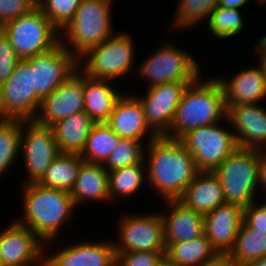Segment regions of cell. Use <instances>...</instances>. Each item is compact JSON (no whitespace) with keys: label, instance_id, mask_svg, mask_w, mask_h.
<instances>
[{"label":"cell","instance_id":"38","mask_svg":"<svg viewBox=\"0 0 266 266\" xmlns=\"http://www.w3.org/2000/svg\"><path fill=\"white\" fill-rule=\"evenodd\" d=\"M166 251H134L116 255L122 266H156Z\"/></svg>","mask_w":266,"mask_h":266},{"label":"cell","instance_id":"19","mask_svg":"<svg viewBox=\"0 0 266 266\" xmlns=\"http://www.w3.org/2000/svg\"><path fill=\"white\" fill-rule=\"evenodd\" d=\"M123 92L115 103L106 124L120 137L142 142H148L158 135L150 128L145 120L144 108L141 101L134 95Z\"/></svg>","mask_w":266,"mask_h":266},{"label":"cell","instance_id":"35","mask_svg":"<svg viewBox=\"0 0 266 266\" xmlns=\"http://www.w3.org/2000/svg\"><path fill=\"white\" fill-rule=\"evenodd\" d=\"M143 142L120 138L117 146L109 155L104 168L109 172L118 168L126 167L132 164L145 162V145Z\"/></svg>","mask_w":266,"mask_h":266},{"label":"cell","instance_id":"36","mask_svg":"<svg viewBox=\"0 0 266 266\" xmlns=\"http://www.w3.org/2000/svg\"><path fill=\"white\" fill-rule=\"evenodd\" d=\"M82 0H42L40 9L61 32L74 18Z\"/></svg>","mask_w":266,"mask_h":266},{"label":"cell","instance_id":"41","mask_svg":"<svg viewBox=\"0 0 266 266\" xmlns=\"http://www.w3.org/2000/svg\"><path fill=\"white\" fill-rule=\"evenodd\" d=\"M200 266H237L229 253H218L212 259L202 263Z\"/></svg>","mask_w":266,"mask_h":266},{"label":"cell","instance_id":"39","mask_svg":"<svg viewBox=\"0 0 266 266\" xmlns=\"http://www.w3.org/2000/svg\"><path fill=\"white\" fill-rule=\"evenodd\" d=\"M257 201L251 203L243 210V222L250 228L266 232V201L260 205Z\"/></svg>","mask_w":266,"mask_h":266},{"label":"cell","instance_id":"32","mask_svg":"<svg viewBox=\"0 0 266 266\" xmlns=\"http://www.w3.org/2000/svg\"><path fill=\"white\" fill-rule=\"evenodd\" d=\"M23 120L0 118V178L17 162ZM2 175V176H1Z\"/></svg>","mask_w":266,"mask_h":266},{"label":"cell","instance_id":"20","mask_svg":"<svg viewBox=\"0 0 266 266\" xmlns=\"http://www.w3.org/2000/svg\"><path fill=\"white\" fill-rule=\"evenodd\" d=\"M240 205L224 203L204 215V234L218 253H230L243 222Z\"/></svg>","mask_w":266,"mask_h":266},{"label":"cell","instance_id":"23","mask_svg":"<svg viewBox=\"0 0 266 266\" xmlns=\"http://www.w3.org/2000/svg\"><path fill=\"white\" fill-rule=\"evenodd\" d=\"M178 200L202 215L226 203L218 177L208 171H200Z\"/></svg>","mask_w":266,"mask_h":266},{"label":"cell","instance_id":"30","mask_svg":"<svg viewBox=\"0 0 266 266\" xmlns=\"http://www.w3.org/2000/svg\"><path fill=\"white\" fill-rule=\"evenodd\" d=\"M146 163L132 164L126 167L109 171V197L110 201L120 196L122 199L134 197L137 191L147 180ZM115 197V198H114Z\"/></svg>","mask_w":266,"mask_h":266},{"label":"cell","instance_id":"2","mask_svg":"<svg viewBox=\"0 0 266 266\" xmlns=\"http://www.w3.org/2000/svg\"><path fill=\"white\" fill-rule=\"evenodd\" d=\"M21 188L24 217L15 221L35 233L45 243L44 248L52 246L65 222L75 217L77 210L70 192L44 188L37 183L22 184Z\"/></svg>","mask_w":266,"mask_h":266},{"label":"cell","instance_id":"12","mask_svg":"<svg viewBox=\"0 0 266 266\" xmlns=\"http://www.w3.org/2000/svg\"><path fill=\"white\" fill-rule=\"evenodd\" d=\"M142 214H124L118 225L115 254L134 251H166L163 220L158 211ZM126 215V216H125Z\"/></svg>","mask_w":266,"mask_h":266},{"label":"cell","instance_id":"14","mask_svg":"<svg viewBox=\"0 0 266 266\" xmlns=\"http://www.w3.org/2000/svg\"><path fill=\"white\" fill-rule=\"evenodd\" d=\"M194 81H175L146 88L142 96L135 94L141 101L145 120L158 135H165L173 123L177 106L186 87Z\"/></svg>","mask_w":266,"mask_h":266},{"label":"cell","instance_id":"34","mask_svg":"<svg viewBox=\"0 0 266 266\" xmlns=\"http://www.w3.org/2000/svg\"><path fill=\"white\" fill-rule=\"evenodd\" d=\"M218 6V0H179L174 14V29L192 28L201 20L209 19L212 11Z\"/></svg>","mask_w":266,"mask_h":266},{"label":"cell","instance_id":"11","mask_svg":"<svg viewBox=\"0 0 266 266\" xmlns=\"http://www.w3.org/2000/svg\"><path fill=\"white\" fill-rule=\"evenodd\" d=\"M20 151L28 175L23 184L37 183L60 154L51 126L35 120H23Z\"/></svg>","mask_w":266,"mask_h":266},{"label":"cell","instance_id":"5","mask_svg":"<svg viewBox=\"0 0 266 266\" xmlns=\"http://www.w3.org/2000/svg\"><path fill=\"white\" fill-rule=\"evenodd\" d=\"M263 151L237 148L213 173L218 177L226 203L247 207L255 202Z\"/></svg>","mask_w":266,"mask_h":266},{"label":"cell","instance_id":"37","mask_svg":"<svg viewBox=\"0 0 266 266\" xmlns=\"http://www.w3.org/2000/svg\"><path fill=\"white\" fill-rule=\"evenodd\" d=\"M20 60L9 38L0 29V85L9 79Z\"/></svg>","mask_w":266,"mask_h":266},{"label":"cell","instance_id":"1","mask_svg":"<svg viewBox=\"0 0 266 266\" xmlns=\"http://www.w3.org/2000/svg\"><path fill=\"white\" fill-rule=\"evenodd\" d=\"M146 143L148 187L156 190L163 201L178 200L200 172L193 155L179 139L164 135Z\"/></svg>","mask_w":266,"mask_h":266},{"label":"cell","instance_id":"15","mask_svg":"<svg viewBox=\"0 0 266 266\" xmlns=\"http://www.w3.org/2000/svg\"><path fill=\"white\" fill-rule=\"evenodd\" d=\"M45 243L28 227L15 220L0 231V258L3 266L46 264Z\"/></svg>","mask_w":266,"mask_h":266},{"label":"cell","instance_id":"45","mask_svg":"<svg viewBox=\"0 0 266 266\" xmlns=\"http://www.w3.org/2000/svg\"><path fill=\"white\" fill-rule=\"evenodd\" d=\"M259 55V62H257L258 66L260 67L264 79L266 81V54H258Z\"/></svg>","mask_w":266,"mask_h":266},{"label":"cell","instance_id":"46","mask_svg":"<svg viewBox=\"0 0 266 266\" xmlns=\"http://www.w3.org/2000/svg\"><path fill=\"white\" fill-rule=\"evenodd\" d=\"M156 266H176L173 262H171L166 256L158 262Z\"/></svg>","mask_w":266,"mask_h":266},{"label":"cell","instance_id":"17","mask_svg":"<svg viewBox=\"0 0 266 266\" xmlns=\"http://www.w3.org/2000/svg\"><path fill=\"white\" fill-rule=\"evenodd\" d=\"M262 103L229 107L225 122L231 125L238 148L266 151V109Z\"/></svg>","mask_w":266,"mask_h":266},{"label":"cell","instance_id":"4","mask_svg":"<svg viewBox=\"0 0 266 266\" xmlns=\"http://www.w3.org/2000/svg\"><path fill=\"white\" fill-rule=\"evenodd\" d=\"M112 1L82 0L74 18L60 32L66 39L60 38V43L78 59L114 35Z\"/></svg>","mask_w":266,"mask_h":266},{"label":"cell","instance_id":"24","mask_svg":"<svg viewBox=\"0 0 266 266\" xmlns=\"http://www.w3.org/2000/svg\"><path fill=\"white\" fill-rule=\"evenodd\" d=\"M70 194L77 208L88 201L109 203V175L103 164L83 161Z\"/></svg>","mask_w":266,"mask_h":266},{"label":"cell","instance_id":"31","mask_svg":"<svg viewBox=\"0 0 266 266\" xmlns=\"http://www.w3.org/2000/svg\"><path fill=\"white\" fill-rule=\"evenodd\" d=\"M119 140L120 137L106 123H96L80 156L85 162L104 164Z\"/></svg>","mask_w":266,"mask_h":266},{"label":"cell","instance_id":"42","mask_svg":"<svg viewBox=\"0 0 266 266\" xmlns=\"http://www.w3.org/2000/svg\"><path fill=\"white\" fill-rule=\"evenodd\" d=\"M251 0H218V6L227 9H239L248 5Z\"/></svg>","mask_w":266,"mask_h":266},{"label":"cell","instance_id":"22","mask_svg":"<svg viewBox=\"0 0 266 266\" xmlns=\"http://www.w3.org/2000/svg\"><path fill=\"white\" fill-rule=\"evenodd\" d=\"M217 80L221 84L227 109L236 105L262 103L266 99V81L259 66L240 69L231 79L218 77Z\"/></svg>","mask_w":266,"mask_h":266},{"label":"cell","instance_id":"51","mask_svg":"<svg viewBox=\"0 0 266 266\" xmlns=\"http://www.w3.org/2000/svg\"><path fill=\"white\" fill-rule=\"evenodd\" d=\"M25 266H46V264H31V265H25Z\"/></svg>","mask_w":266,"mask_h":266},{"label":"cell","instance_id":"16","mask_svg":"<svg viewBox=\"0 0 266 266\" xmlns=\"http://www.w3.org/2000/svg\"><path fill=\"white\" fill-rule=\"evenodd\" d=\"M84 111L83 72L78 69L67 81L41 100L35 121L51 126L72 114Z\"/></svg>","mask_w":266,"mask_h":266},{"label":"cell","instance_id":"40","mask_svg":"<svg viewBox=\"0 0 266 266\" xmlns=\"http://www.w3.org/2000/svg\"><path fill=\"white\" fill-rule=\"evenodd\" d=\"M32 8L25 0H0V27L28 13Z\"/></svg>","mask_w":266,"mask_h":266},{"label":"cell","instance_id":"48","mask_svg":"<svg viewBox=\"0 0 266 266\" xmlns=\"http://www.w3.org/2000/svg\"><path fill=\"white\" fill-rule=\"evenodd\" d=\"M26 2H28L33 8H39L42 0H25Z\"/></svg>","mask_w":266,"mask_h":266},{"label":"cell","instance_id":"29","mask_svg":"<svg viewBox=\"0 0 266 266\" xmlns=\"http://www.w3.org/2000/svg\"><path fill=\"white\" fill-rule=\"evenodd\" d=\"M229 255L237 266H250L266 255V232L250 228L242 222Z\"/></svg>","mask_w":266,"mask_h":266},{"label":"cell","instance_id":"8","mask_svg":"<svg viewBox=\"0 0 266 266\" xmlns=\"http://www.w3.org/2000/svg\"><path fill=\"white\" fill-rule=\"evenodd\" d=\"M160 45L136 70L137 76L149 82L148 88L175 81H195L200 76V63L187 50L167 40Z\"/></svg>","mask_w":266,"mask_h":266},{"label":"cell","instance_id":"25","mask_svg":"<svg viewBox=\"0 0 266 266\" xmlns=\"http://www.w3.org/2000/svg\"><path fill=\"white\" fill-rule=\"evenodd\" d=\"M111 80L88 77L83 73L84 111L95 123H106L123 93L111 86ZM118 91V92H117Z\"/></svg>","mask_w":266,"mask_h":266},{"label":"cell","instance_id":"50","mask_svg":"<svg viewBox=\"0 0 266 266\" xmlns=\"http://www.w3.org/2000/svg\"><path fill=\"white\" fill-rule=\"evenodd\" d=\"M255 2H257L258 3V5H266V0H255Z\"/></svg>","mask_w":266,"mask_h":266},{"label":"cell","instance_id":"7","mask_svg":"<svg viewBox=\"0 0 266 266\" xmlns=\"http://www.w3.org/2000/svg\"><path fill=\"white\" fill-rule=\"evenodd\" d=\"M135 50L131 35L125 31L117 32L83 54L79 58V69L92 78L104 80L123 78L133 72Z\"/></svg>","mask_w":266,"mask_h":266},{"label":"cell","instance_id":"27","mask_svg":"<svg viewBox=\"0 0 266 266\" xmlns=\"http://www.w3.org/2000/svg\"><path fill=\"white\" fill-rule=\"evenodd\" d=\"M83 161L80 154L60 153L37 184L44 188L71 192Z\"/></svg>","mask_w":266,"mask_h":266},{"label":"cell","instance_id":"33","mask_svg":"<svg viewBox=\"0 0 266 266\" xmlns=\"http://www.w3.org/2000/svg\"><path fill=\"white\" fill-rule=\"evenodd\" d=\"M240 9H227L217 6L210 14L206 21V27L209 34H213L212 38L218 40H228L242 34L244 30V19ZM221 39V40H220Z\"/></svg>","mask_w":266,"mask_h":266},{"label":"cell","instance_id":"6","mask_svg":"<svg viewBox=\"0 0 266 266\" xmlns=\"http://www.w3.org/2000/svg\"><path fill=\"white\" fill-rule=\"evenodd\" d=\"M0 29L21 60L52 50L62 37L40 8H32L28 13L6 22Z\"/></svg>","mask_w":266,"mask_h":266},{"label":"cell","instance_id":"21","mask_svg":"<svg viewBox=\"0 0 266 266\" xmlns=\"http://www.w3.org/2000/svg\"><path fill=\"white\" fill-rule=\"evenodd\" d=\"M170 211L159 212L163 220L164 242L190 241L204 234V215L186 207L179 200H164Z\"/></svg>","mask_w":266,"mask_h":266},{"label":"cell","instance_id":"3","mask_svg":"<svg viewBox=\"0 0 266 266\" xmlns=\"http://www.w3.org/2000/svg\"><path fill=\"white\" fill-rule=\"evenodd\" d=\"M202 74L190 83L179 102L170 130L164 135L180 139L185 133L227 118L221 84L216 77L202 80Z\"/></svg>","mask_w":266,"mask_h":266},{"label":"cell","instance_id":"28","mask_svg":"<svg viewBox=\"0 0 266 266\" xmlns=\"http://www.w3.org/2000/svg\"><path fill=\"white\" fill-rule=\"evenodd\" d=\"M218 254L205 234L188 241L170 243L165 256L176 266H200Z\"/></svg>","mask_w":266,"mask_h":266},{"label":"cell","instance_id":"49","mask_svg":"<svg viewBox=\"0 0 266 266\" xmlns=\"http://www.w3.org/2000/svg\"><path fill=\"white\" fill-rule=\"evenodd\" d=\"M109 266H122L119 261L116 259L114 260Z\"/></svg>","mask_w":266,"mask_h":266},{"label":"cell","instance_id":"13","mask_svg":"<svg viewBox=\"0 0 266 266\" xmlns=\"http://www.w3.org/2000/svg\"><path fill=\"white\" fill-rule=\"evenodd\" d=\"M33 72V88L43 99L79 69V59L61 43L52 50L24 59Z\"/></svg>","mask_w":266,"mask_h":266},{"label":"cell","instance_id":"9","mask_svg":"<svg viewBox=\"0 0 266 266\" xmlns=\"http://www.w3.org/2000/svg\"><path fill=\"white\" fill-rule=\"evenodd\" d=\"M220 122L191 130L179 139L199 171L213 172L238 148L232 129H224Z\"/></svg>","mask_w":266,"mask_h":266},{"label":"cell","instance_id":"43","mask_svg":"<svg viewBox=\"0 0 266 266\" xmlns=\"http://www.w3.org/2000/svg\"><path fill=\"white\" fill-rule=\"evenodd\" d=\"M259 186H261L266 193V151H263L261 167H260Z\"/></svg>","mask_w":266,"mask_h":266},{"label":"cell","instance_id":"44","mask_svg":"<svg viewBox=\"0 0 266 266\" xmlns=\"http://www.w3.org/2000/svg\"><path fill=\"white\" fill-rule=\"evenodd\" d=\"M259 39L257 44L255 43L254 50L256 49L258 54H266V33Z\"/></svg>","mask_w":266,"mask_h":266},{"label":"cell","instance_id":"10","mask_svg":"<svg viewBox=\"0 0 266 266\" xmlns=\"http://www.w3.org/2000/svg\"><path fill=\"white\" fill-rule=\"evenodd\" d=\"M41 100L33 88L31 66L20 60L9 79L0 85V118L34 120Z\"/></svg>","mask_w":266,"mask_h":266},{"label":"cell","instance_id":"18","mask_svg":"<svg viewBox=\"0 0 266 266\" xmlns=\"http://www.w3.org/2000/svg\"><path fill=\"white\" fill-rule=\"evenodd\" d=\"M79 242L70 246L63 245L59 251L51 254H48L47 248H44L46 266H109L116 260L113 241L106 242L103 239L96 242L91 240Z\"/></svg>","mask_w":266,"mask_h":266},{"label":"cell","instance_id":"47","mask_svg":"<svg viewBox=\"0 0 266 266\" xmlns=\"http://www.w3.org/2000/svg\"><path fill=\"white\" fill-rule=\"evenodd\" d=\"M250 266H266V255L258 258L254 263Z\"/></svg>","mask_w":266,"mask_h":266},{"label":"cell","instance_id":"26","mask_svg":"<svg viewBox=\"0 0 266 266\" xmlns=\"http://www.w3.org/2000/svg\"><path fill=\"white\" fill-rule=\"evenodd\" d=\"M95 124L85 111L52 124L51 128L60 153L81 154Z\"/></svg>","mask_w":266,"mask_h":266}]
</instances>
